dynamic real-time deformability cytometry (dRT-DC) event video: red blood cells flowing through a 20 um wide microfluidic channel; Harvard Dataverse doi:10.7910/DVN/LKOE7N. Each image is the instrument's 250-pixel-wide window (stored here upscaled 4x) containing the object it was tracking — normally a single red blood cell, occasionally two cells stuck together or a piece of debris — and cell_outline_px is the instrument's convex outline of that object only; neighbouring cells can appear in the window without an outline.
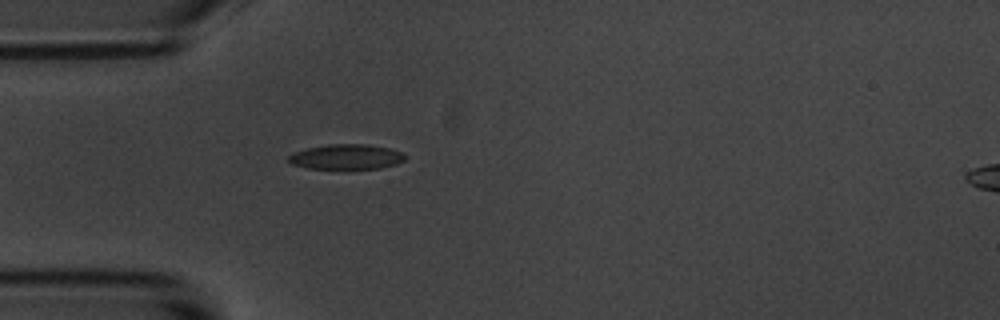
{"species": "common noctule bat (a hibernating species)", "species_latin": "Nyctalus noctula", "temperature_condition": "room temperature", "stored_images_in_passage": 5, "camera_frame_rate_fps": 3000, "um_per_image_px": 0.085, "animal": {"sex": "male", "body_mass_g": 20.1, "forearm_length_mm": 53.5}, "frame": {"image": 1, "passage_image": 5, "time_ms": 5.667, "image_size_px": [1000, 320], "cell_outline_px": [[408, 156], [404, 160], [396, 164], [380, 168], [308, 168], [292, 164], [288, 160], [288, 156], [292, 152], [308, 148], [328, 144], [368, 144], [388, 148], [404, 152]], "centroid_in_image_um": [29.46, 13.31], "position_along_channel_um": 55.5, "area_um2": 16.99}}